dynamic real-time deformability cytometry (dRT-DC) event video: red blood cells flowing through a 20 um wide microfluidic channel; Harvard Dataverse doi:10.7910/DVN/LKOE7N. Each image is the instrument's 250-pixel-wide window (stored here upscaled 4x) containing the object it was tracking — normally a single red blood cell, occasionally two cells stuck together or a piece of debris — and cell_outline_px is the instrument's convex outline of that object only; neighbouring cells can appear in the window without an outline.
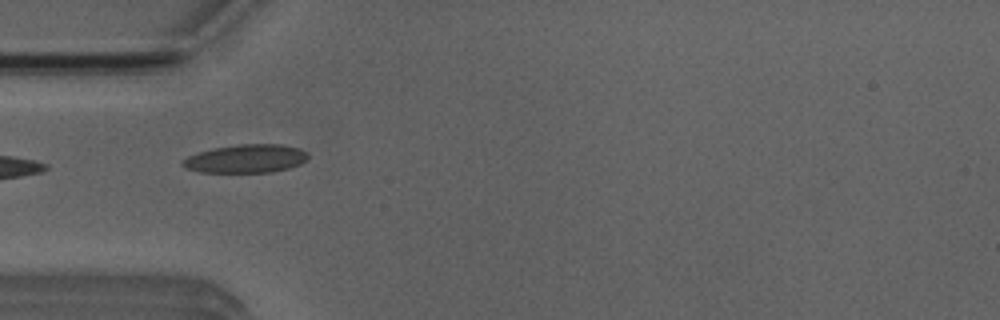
{"species": "Egyptian fruit bat (a non-hibernating species)", "species_latin": "Rousettus aegyptiacus", "temperature_condition": "room temperature", "stored_images_in_passage": 8, "camera_frame_rate_fps": 3000, "um_per_image_px": 0.085, "animal": {"sex": "male"}, "frame": {"image": 1, "passage_image": 1, "time_ms": 0.0, "image_size_px": [1000, 320], "cell_outline_px": [[308, 160], [300, 164], [288, 168], [272, 172], [200, 172], [184, 168], [180, 164], [180, 160], [188, 156], [200, 152], [216, 148], [240, 144], [280, 144], [296, 148], [308, 152]], "centroid_in_image_um": [20.89, 13.49], "position_along_channel_um": 64.1, "area_um2": 20.69}}